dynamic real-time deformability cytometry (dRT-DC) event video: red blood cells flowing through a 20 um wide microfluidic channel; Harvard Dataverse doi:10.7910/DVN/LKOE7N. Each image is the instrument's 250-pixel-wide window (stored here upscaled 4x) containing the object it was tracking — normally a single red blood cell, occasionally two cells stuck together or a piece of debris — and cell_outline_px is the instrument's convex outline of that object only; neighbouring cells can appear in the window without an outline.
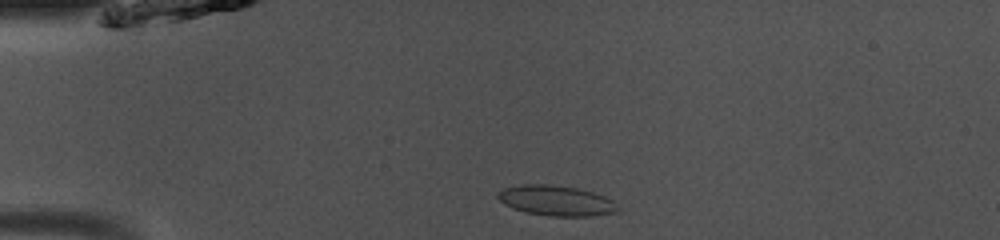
{"species": "common noctule bat (a hibernating species)", "species_latin": "Nyctalus noctula", "temperature_condition": "room temperature", "stored_images_in_passage": 40, "camera_frame_rate_fps": 3000, "um_per_image_px": 0.085, "animal": {"sex": "male", "body_mass_g": 13.0, "forearm_length_mm": 53.1}, "frame": {"image": 1, "passage_image": 2, "time_ms": 0.333, "image_size_px": [1000, 240], "cell_outline_px": [[620, 208], [616, 212], [592, 216], [548, 216], [528, 212], [512, 208], [504, 204], [496, 196], [504, 188], [520, 184], [548, 184], [576, 188], [592, 192], [604, 196], [612, 200]], "centroid_in_image_um": [47.28, 17.05], "position_along_channel_um": 37.7, "area_um2": 21.04}}
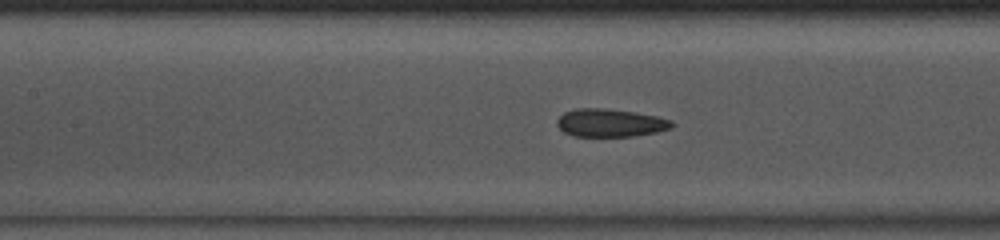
{"frame": {"image": 2, "passage_image": 13, "time_ms": 4.0, "image_size_px": [1000, 240], "cell_outline_px": [[676, 124], [672, 128], [656, 132], [632, 136], [576, 136], [564, 132], [556, 124], [556, 120], [564, 112], [576, 108], [604, 108], [632, 112], [656, 116], [672, 120]], "centroid_in_image_um": [51.88, 10.44], "position_along_channel_um": 155.5, "area_um2": 18.67}}
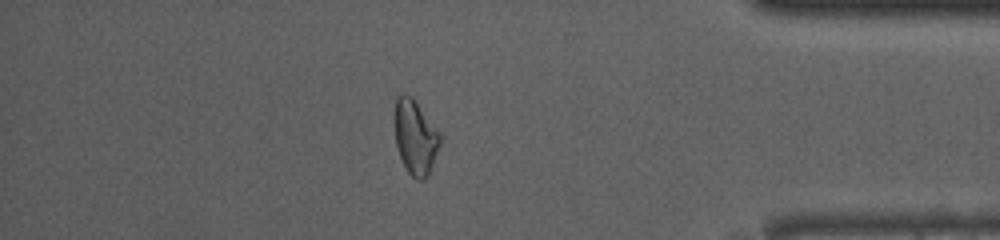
{"frame": {"image": 3, "passage_image": 33, "time_ms": 10.667, "image_size_px": [1000, 240], "cell_outline_px": [[444, 136], [428, 176], [424, 180], [416, 180], [408, 172], [400, 156], [396, 144], [392, 120], [396, 100], [404, 92], [412, 96]], "centroid_in_image_um": [35.31, 11.63], "position_along_channel_um": 399.9, "area_um2": 20.4}, "authors_computed_cell_mechanics": {"area_um2": 19.4208, "velocity_mm_per_s": 4.082, "shape_relaxation_time_tau1_ms": null, "shape_relaxation_time_tau2_ms": 1.8191, "deformation_change_tau1": null, "deformation_change_tau2": 0.074}}